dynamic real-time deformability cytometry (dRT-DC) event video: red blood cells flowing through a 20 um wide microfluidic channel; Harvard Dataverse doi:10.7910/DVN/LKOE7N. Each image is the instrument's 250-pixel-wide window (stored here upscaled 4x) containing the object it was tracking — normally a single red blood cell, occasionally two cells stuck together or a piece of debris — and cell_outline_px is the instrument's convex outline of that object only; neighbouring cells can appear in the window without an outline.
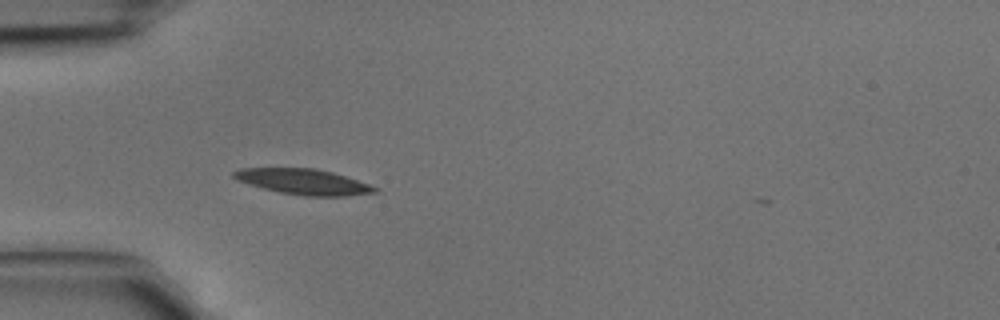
{"species": "common noctule bat (a hibernating species)", "species_latin": "Nyctalus noctula", "temperature_condition": "cold", "stored_images_in_passage": 3, "camera_frame_rate_fps": 3000, "um_per_image_px": 0.085, "animal": {"sex": "male", "body_mass_g": 15.6}, "frame": {"image": 1, "passage_image": 3, "time_ms": 0.667, "image_size_px": [1000, 320], "cell_outline_px": [[380, 192], [348, 196], [304, 196], [280, 192], [248, 184], [236, 180], [232, 176], [232, 172], [240, 168], [312, 168], [332, 172], [380, 188]], "centroid_in_image_um": [25.8, 15.45], "position_along_channel_um": 59.2, "area_um2": 20.98}}